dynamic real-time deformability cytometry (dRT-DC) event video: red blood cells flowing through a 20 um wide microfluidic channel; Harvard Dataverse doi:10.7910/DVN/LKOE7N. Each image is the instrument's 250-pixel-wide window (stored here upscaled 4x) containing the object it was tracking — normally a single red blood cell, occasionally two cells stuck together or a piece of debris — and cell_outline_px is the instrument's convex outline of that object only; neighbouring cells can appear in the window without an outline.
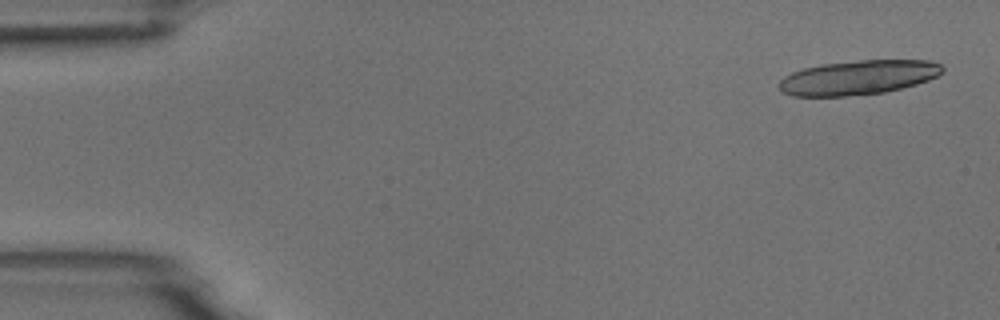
{"species": "common noctule bat (a hibernating species)", "species_latin": "Nyctalus noctula", "temperature_condition": "room temperature", "stored_images_in_passage": 4, "camera_frame_rate_fps": 3000, "um_per_image_px": 0.085, "animal": {"sex": "male", "body_mass_g": 18.8}, "frame": {"image": 1, "passage_image": 1, "time_ms": 0.0, "image_size_px": [1000, 320], "cell_outline_px": [[944, 72], [928, 80], [916, 84], [884, 92], [844, 96], [792, 96], [780, 92], [776, 84], [784, 76], [792, 72], [804, 68], [820, 64], [860, 60], [928, 60], [940, 64], [944, 68]], "centroid_in_image_um": [72.9, 6.58], "position_along_channel_um": 12.1, "area_um2": 32.89}}